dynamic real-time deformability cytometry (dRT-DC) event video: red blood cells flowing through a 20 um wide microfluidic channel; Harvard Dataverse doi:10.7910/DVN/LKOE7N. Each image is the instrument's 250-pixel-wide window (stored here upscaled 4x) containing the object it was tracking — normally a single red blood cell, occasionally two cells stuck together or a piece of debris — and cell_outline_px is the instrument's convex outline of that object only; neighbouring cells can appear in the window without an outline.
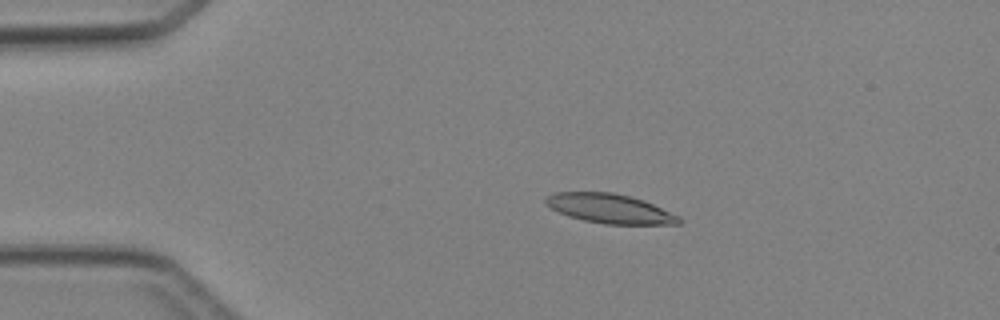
{"species": "Egyptian fruit bat (a non-hibernating species)", "species_latin": "Rousettus aegyptiacus", "temperature_condition": "cold", "stored_images_in_passage": 28, "camera_frame_rate_fps": 3000, "um_per_image_px": 0.085, "animal": {"sex": "female"}, "frame": {"image": 1, "passage_image": 9, "time_ms": 2.667, "image_size_px": [1000, 320], "cell_outline_px": [[680, 224], [604, 224], [584, 220], [568, 216], [544, 204], [544, 200], [548, 196], [556, 192], [612, 192], [644, 200], [680, 216]], "centroid_in_image_um": [51.83, 17.73], "position_along_channel_um": 33.2, "area_um2": 22.66}}
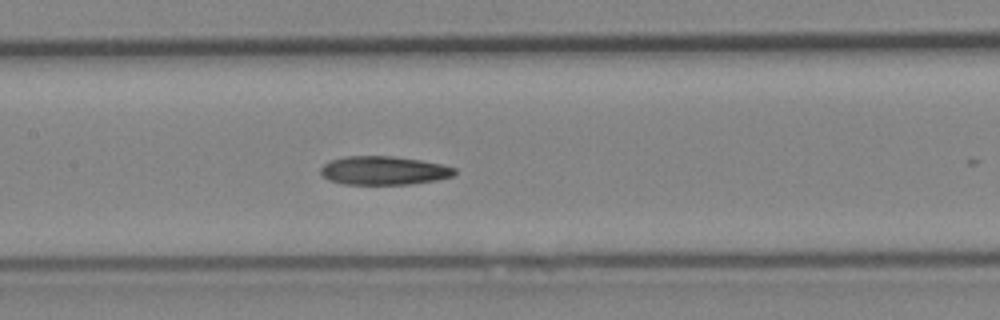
{"frame": {"image": 2, "passage_image": 22, "time_ms": 7.0, "image_size_px": [1000, 320], "cell_outline_px": [[456, 172], [452, 176], [436, 180], [408, 184], [344, 184], [328, 180], [320, 172], [320, 168], [324, 164], [332, 160], [344, 156], [392, 156], [420, 160], [440, 164], [456, 168]], "centroid_in_image_um": [32.6, 14.49], "position_along_channel_um": 174.8, "area_um2": 22.2}}
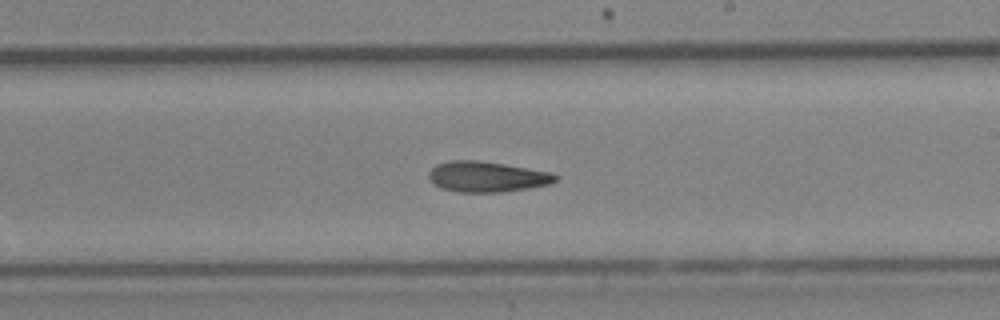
{"frame": {"image": 3, "passage_image": 27, "time_ms": 8.667, "image_size_px": [1000, 320], "cell_outline_px": [[560, 176], [556, 180], [548, 184], [528, 188], [500, 192], [456, 192], [440, 188], [428, 176], [428, 172], [436, 164], [452, 160], [480, 160], [552, 172]], "centroid_in_image_um": [41.39, 15.01], "position_along_channel_um": 247.6, "area_um2": 22.54}}